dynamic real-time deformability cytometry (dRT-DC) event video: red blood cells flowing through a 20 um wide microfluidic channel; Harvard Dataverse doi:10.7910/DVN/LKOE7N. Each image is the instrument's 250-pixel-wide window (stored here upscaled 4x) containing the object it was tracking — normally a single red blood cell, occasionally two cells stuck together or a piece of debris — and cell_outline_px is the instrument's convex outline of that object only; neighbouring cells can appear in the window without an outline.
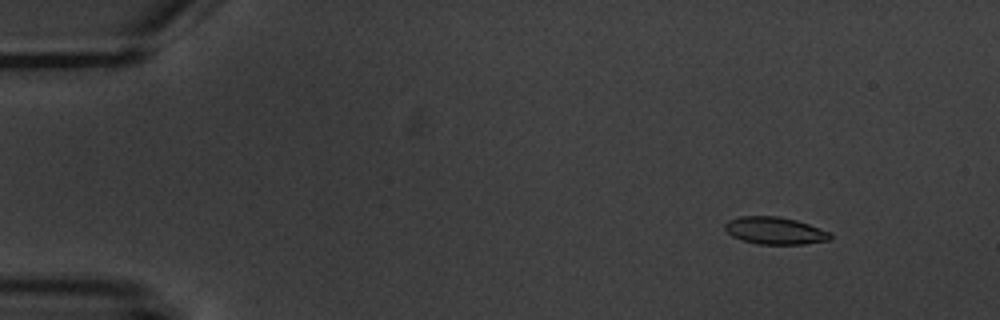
{"species": "common noctule bat (a hibernating species)", "species_latin": "Nyctalus noctula", "temperature_condition": "warm", "stored_images_in_passage": 6, "segment_of_instrument_passage": [1, 2], "camera_frame_rate_fps": 3000, "um_per_image_px": 0.085, "animal": {"sex": "male", "body_mass_g": 20.1, "forearm_length_mm": 53.5}, "frame": {"image": 1, "passage_image": 2, "time_ms": 1.0, "image_size_px": [1000, 320], "cell_outline_px": [[832, 240], [804, 244], [756, 244], [732, 236], [724, 228], [724, 224], [728, 220], [740, 216], [776, 216], [796, 220], [832, 232]], "centroid_in_image_um": [65.9, 19.61], "position_along_channel_um": 19.1, "area_um2": 16.82}}
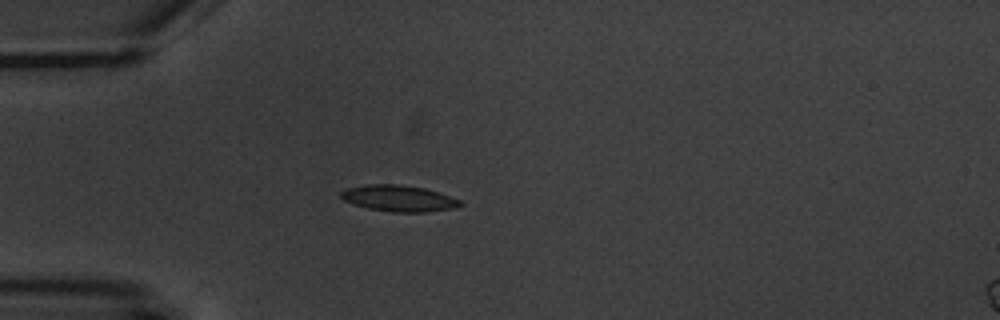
{"frame": {"image": 2, "passage_image": 5, "time_ms": 4.333, "image_size_px": [1000, 320], "cell_outline_px": [[464, 204], [452, 208], [428, 212], [392, 212], [368, 208], [352, 204], [344, 200], [340, 196], [340, 192], [348, 188], [368, 184], [400, 184], [424, 188], [440, 192], [460, 200]], "centroid_in_image_um": [33.9, 16.86], "position_along_channel_um": 51.1, "area_um2": 18.26}}